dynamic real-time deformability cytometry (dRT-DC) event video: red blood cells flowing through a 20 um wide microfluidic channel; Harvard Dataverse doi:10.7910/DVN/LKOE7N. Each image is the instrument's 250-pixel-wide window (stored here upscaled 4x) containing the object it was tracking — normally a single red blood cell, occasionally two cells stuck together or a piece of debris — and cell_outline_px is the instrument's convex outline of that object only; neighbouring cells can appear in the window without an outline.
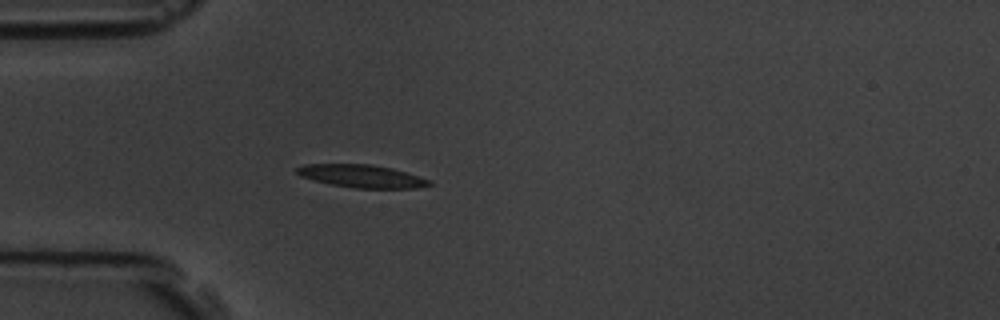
{"species": "common noctule bat (a hibernating species)", "species_latin": "Nyctalus noctula", "temperature_condition": "room temperature", "stored_images_in_passage": 3, "camera_frame_rate_fps": 3000, "um_per_image_px": 0.085, "animal": {"sex": "male", "body_mass_g": 19.5, "forearm_length_mm": 54.6}, "frame": {"image": 1, "passage_image": 3, "time_ms": 3.333, "image_size_px": [1000, 320], "cell_outline_px": [[432, 184], [416, 188], [356, 188], [332, 184], [312, 180], [300, 176], [296, 172], [296, 168], [304, 164], [372, 164], [392, 168], [420, 176], [432, 180]], "centroid_in_image_um": [30.76, 14.96], "position_along_channel_um": 54.2, "area_um2": 17.63}}